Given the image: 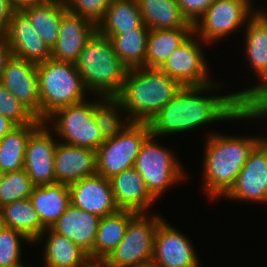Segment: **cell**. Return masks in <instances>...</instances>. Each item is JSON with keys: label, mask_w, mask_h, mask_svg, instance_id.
<instances>
[{"label": "cell", "mask_w": 267, "mask_h": 267, "mask_svg": "<svg viewBox=\"0 0 267 267\" xmlns=\"http://www.w3.org/2000/svg\"><path fill=\"white\" fill-rule=\"evenodd\" d=\"M137 213L130 221L124 238L101 264L103 267H136L152 260L156 228L160 215Z\"/></svg>", "instance_id": "cell-8"}, {"label": "cell", "mask_w": 267, "mask_h": 267, "mask_svg": "<svg viewBox=\"0 0 267 267\" xmlns=\"http://www.w3.org/2000/svg\"><path fill=\"white\" fill-rule=\"evenodd\" d=\"M90 267H103L101 264H92Z\"/></svg>", "instance_id": "cell-48"}, {"label": "cell", "mask_w": 267, "mask_h": 267, "mask_svg": "<svg viewBox=\"0 0 267 267\" xmlns=\"http://www.w3.org/2000/svg\"><path fill=\"white\" fill-rule=\"evenodd\" d=\"M101 217L70 204L50 229L84 250L93 263V246Z\"/></svg>", "instance_id": "cell-21"}, {"label": "cell", "mask_w": 267, "mask_h": 267, "mask_svg": "<svg viewBox=\"0 0 267 267\" xmlns=\"http://www.w3.org/2000/svg\"><path fill=\"white\" fill-rule=\"evenodd\" d=\"M75 65L87 91L99 97H116L128 70L110 38L97 30L87 40Z\"/></svg>", "instance_id": "cell-4"}, {"label": "cell", "mask_w": 267, "mask_h": 267, "mask_svg": "<svg viewBox=\"0 0 267 267\" xmlns=\"http://www.w3.org/2000/svg\"><path fill=\"white\" fill-rule=\"evenodd\" d=\"M56 182L71 184L97 174V153L94 150L57 142L54 161Z\"/></svg>", "instance_id": "cell-20"}, {"label": "cell", "mask_w": 267, "mask_h": 267, "mask_svg": "<svg viewBox=\"0 0 267 267\" xmlns=\"http://www.w3.org/2000/svg\"><path fill=\"white\" fill-rule=\"evenodd\" d=\"M202 43L204 42L193 33L173 51L160 70L178 81L183 87L204 86L213 83L214 81L209 79L208 73L210 72L205 53L202 51Z\"/></svg>", "instance_id": "cell-11"}, {"label": "cell", "mask_w": 267, "mask_h": 267, "mask_svg": "<svg viewBox=\"0 0 267 267\" xmlns=\"http://www.w3.org/2000/svg\"><path fill=\"white\" fill-rule=\"evenodd\" d=\"M0 267H30L29 265H13V266H0ZM32 267V266H31Z\"/></svg>", "instance_id": "cell-46"}, {"label": "cell", "mask_w": 267, "mask_h": 267, "mask_svg": "<svg viewBox=\"0 0 267 267\" xmlns=\"http://www.w3.org/2000/svg\"><path fill=\"white\" fill-rule=\"evenodd\" d=\"M3 227H4V224H3L2 220H1V217H0V232H1Z\"/></svg>", "instance_id": "cell-47"}, {"label": "cell", "mask_w": 267, "mask_h": 267, "mask_svg": "<svg viewBox=\"0 0 267 267\" xmlns=\"http://www.w3.org/2000/svg\"><path fill=\"white\" fill-rule=\"evenodd\" d=\"M151 135L148 123H130L121 133L105 140L96 150L97 174L110 179L134 167L144 141Z\"/></svg>", "instance_id": "cell-9"}, {"label": "cell", "mask_w": 267, "mask_h": 267, "mask_svg": "<svg viewBox=\"0 0 267 267\" xmlns=\"http://www.w3.org/2000/svg\"><path fill=\"white\" fill-rule=\"evenodd\" d=\"M37 75L42 122L56 110L82 102L88 96L74 63L48 59L37 64Z\"/></svg>", "instance_id": "cell-5"}, {"label": "cell", "mask_w": 267, "mask_h": 267, "mask_svg": "<svg viewBox=\"0 0 267 267\" xmlns=\"http://www.w3.org/2000/svg\"><path fill=\"white\" fill-rule=\"evenodd\" d=\"M109 180L115 202L120 210L147 213L149 207L156 201L134 167L112 176Z\"/></svg>", "instance_id": "cell-22"}, {"label": "cell", "mask_w": 267, "mask_h": 267, "mask_svg": "<svg viewBox=\"0 0 267 267\" xmlns=\"http://www.w3.org/2000/svg\"><path fill=\"white\" fill-rule=\"evenodd\" d=\"M241 111L249 121L267 117V88L251 91L241 100ZM260 142L267 144V136L260 137Z\"/></svg>", "instance_id": "cell-38"}, {"label": "cell", "mask_w": 267, "mask_h": 267, "mask_svg": "<svg viewBox=\"0 0 267 267\" xmlns=\"http://www.w3.org/2000/svg\"><path fill=\"white\" fill-rule=\"evenodd\" d=\"M143 23L150 30L193 28L176 0H136Z\"/></svg>", "instance_id": "cell-26"}, {"label": "cell", "mask_w": 267, "mask_h": 267, "mask_svg": "<svg viewBox=\"0 0 267 267\" xmlns=\"http://www.w3.org/2000/svg\"><path fill=\"white\" fill-rule=\"evenodd\" d=\"M205 140L203 163L204 192L209 199H219L234 185L237 175L260 136L244 137L209 133Z\"/></svg>", "instance_id": "cell-2"}, {"label": "cell", "mask_w": 267, "mask_h": 267, "mask_svg": "<svg viewBox=\"0 0 267 267\" xmlns=\"http://www.w3.org/2000/svg\"><path fill=\"white\" fill-rule=\"evenodd\" d=\"M215 0H176L183 15L194 24Z\"/></svg>", "instance_id": "cell-39"}, {"label": "cell", "mask_w": 267, "mask_h": 267, "mask_svg": "<svg viewBox=\"0 0 267 267\" xmlns=\"http://www.w3.org/2000/svg\"><path fill=\"white\" fill-rule=\"evenodd\" d=\"M13 127L15 124L0 114V141Z\"/></svg>", "instance_id": "cell-42"}, {"label": "cell", "mask_w": 267, "mask_h": 267, "mask_svg": "<svg viewBox=\"0 0 267 267\" xmlns=\"http://www.w3.org/2000/svg\"><path fill=\"white\" fill-rule=\"evenodd\" d=\"M34 186L24 168L5 172L0 185V208L15 201L30 198Z\"/></svg>", "instance_id": "cell-34"}, {"label": "cell", "mask_w": 267, "mask_h": 267, "mask_svg": "<svg viewBox=\"0 0 267 267\" xmlns=\"http://www.w3.org/2000/svg\"><path fill=\"white\" fill-rule=\"evenodd\" d=\"M48 122L64 143L96 151L104 142L93 116L92 100L60 108L45 120Z\"/></svg>", "instance_id": "cell-7"}, {"label": "cell", "mask_w": 267, "mask_h": 267, "mask_svg": "<svg viewBox=\"0 0 267 267\" xmlns=\"http://www.w3.org/2000/svg\"><path fill=\"white\" fill-rule=\"evenodd\" d=\"M149 31L150 29L143 23L135 30L110 37L115 53L128 69L145 67Z\"/></svg>", "instance_id": "cell-32"}, {"label": "cell", "mask_w": 267, "mask_h": 267, "mask_svg": "<svg viewBox=\"0 0 267 267\" xmlns=\"http://www.w3.org/2000/svg\"><path fill=\"white\" fill-rule=\"evenodd\" d=\"M12 55L36 64L51 59V49L33 27L29 17L16 9L9 21L6 32L2 35Z\"/></svg>", "instance_id": "cell-15"}, {"label": "cell", "mask_w": 267, "mask_h": 267, "mask_svg": "<svg viewBox=\"0 0 267 267\" xmlns=\"http://www.w3.org/2000/svg\"><path fill=\"white\" fill-rule=\"evenodd\" d=\"M245 53L254 73L258 76L259 85L233 92L241 101L248 93L260 88H267V17L257 9L245 28Z\"/></svg>", "instance_id": "cell-18"}, {"label": "cell", "mask_w": 267, "mask_h": 267, "mask_svg": "<svg viewBox=\"0 0 267 267\" xmlns=\"http://www.w3.org/2000/svg\"><path fill=\"white\" fill-rule=\"evenodd\" d=\"M166 221L156 228L152 260L162 267H200L190 239Z\"/></svg>", "instance_id": "cell-14"}, {"label": "cell", "mask_w": 267, "mask_h": 267, "mask_svg": "<svg viewBox=\"0 0 267 267\" xmlns=\"http://www.w3.org/2000/svg\"><path fill=\"white\" fill-rule=\"evenodd\" d=\"M137 213L129 210L101 217L93 246V264H102L125 236L129 221Z\"/></svg>", "instance_id": "cell-25"}, {"label": "cell", "mask_w": 267, "mask_h": 267, "mask_svg": "<svg viewBox=\"0 0 267 267\" xmlns=\"http://www.w3.org/2000/svg\"><path fill=\"white\" fill-rule=\"evenodd\" d=\"M12 52L6 39L0 35V81L2 79L3 71L5 69L8 59L11 57Z\"/></svg>", "instance_id": "cell-41"}, {"label": "cell", "mask_w": 267, "mask_h": 267, "mask_svg": "<svg viewBox=\"0 0 267 267\" xmlns=\"http://www.w3.org/2000/svg\"><path fill=\"white\" fill-rule=\"evenodd\" d=\"M50 1L51 0H12L15 7L18 9H20L26 5H29V4H46Z\"/></svg>", "instance_id": "cell-43"}, {"label": "cell", "mask_w": 267, "mask_h": 267, "mask_svg": "<svg viewBox=\"0 0 267 267\" xmlns=\"http://www.w3.org/2000/svg\"><path fill=\"white\" fill-rule=\"evenodd\" d=\"M71 204L90 214L104 217L114 214L118 208L110 180L95 174L68 185Z\"/></svg>", "instance_id": "cell-16"}, {"label": "cell", "mask_w": 267, "mask_h": 267, "mask_svg": "<svg viewBox=\"0 0 267 267\" xmlns=\"http://www.w3.org/2000/svg\"><path fill=\"white\" fill-rule=\"evenodd\" d=\"M136 267H162L158 264H156L153 260L149 261V262H146V263H142Z\"/></svg>", "instance_id": "cell-44"}, {"label": "cell", "mask_w": 267, "mask_h": 267, "mask_svg": "<svg viewBox=\"0 0 267 267\" xmlns=\"http://www.w3.org/2000/svg\"><path fill=\"white\" fill-rule=\"evenodd\" d=\"M223 197L267 204V144L259 142L253 148L234 185Z\"/></svg>", "instance_id": "cell-12"}, {"label": "cell", "mask_w": 267, "mask_h": 267, "mask_svg": "<svg viewBox=\"0 0 267 267\" xmlns=\"http://www.w3.org/2000/svg\"><path fill=\"white\" fill-rule=\"evenodd\" d=\"M20 9L29 17L40 37L52 49L58 40L61 19L67 12L65 1L51 0L46 4H29Z\"/></svg>", "instance_id": "cell-27"}, {"label": "cell", "mask_w": 267, "mask_h": 267, "mask_svg": "<svg viewBox=\"0 0 267 267\" xmlns=\"http://www.w3.org/2000/svg\"><path fill=\"white\" fill-rule=\"evenodd\" d=\"M96 30V25L88 19L67 11L61 19L58 40L51 49V59L75 64Z\"/></svg>", "instance_id": "cell-19"}, {"label": "cell", "mask_w": 267, "mask_h": 267, "mask_svg": "<svg viewBox=\"0 0 267 267\" xmlns=\"http://www.w3.org/2000/svg\"><path fill=\"white\" fill-rule=\"evenodd\" d=\"M1 82L12 95L27 106L40 120V96L36 63L11 55L3 71Z\"/></svg>", "instance_id": "cell-17"}, {"label": "cell", "mask_w": 267, "mask_h": 267, "mask_svg": "<svg viewBox=\"0 0 267 267\" xmlns=\"http://www.w3.org/2000/svg\"><path fill=\"white\" fill-rule=\"evenodd\" d=\"M0 217L5 227L21 232L33 244L47 229L29 198L4 205L0 208Z\"/></svg>", "instance_id": "cell-30"}, {"label": "cell", "mask_w": 267, "mask_h": 267, "mask_svg": "<svg viewBox=\"0 0 267 267\" xmlns=\"http://www.w3.org/2000/svg\"><path fill=\"white\" fill-rule=\"evenodd\" d=\"M53 131L43 122L27 142L24 169L35 186L55 183V150L57 140Z\"/></svg>", "instance_id": "cell-13"}, {"label": "cell", "mask_w": 267, "mask_h": 267, "mask_svg": "<svg viewBox=\"0 0 267 267\" xmlns=\"http://www.w3.org/2000/svg\"><path fill=\"white\" fill-rule=\"evenodd\" d=\"M121 111L126 110L115 97L98 96L93 101V116L104 141L117 136L132 123L127 117L122 120Z\"/></svg>", "instance_id": "cell-33"}, {"label": "cell", "mask_w": 267, "mask_h": 267, "mask_svg": "<svg viewBox=\"0 0 267 267\" xmlns=\"http://www.w3.org/2000/svg\"><path fill=\"white\" fill-rule=\"evenodd\" d=\"M142 24L143 19L136 0H113L96 28L100 34L110 38L135 30Z\"/></svg>", "instance_id": "cell-29"}, {"label": "cell", "mask_w": 267, "mask_h": 267, "mask_svg": "<svg viewBox=\"0 0 267 267\" xmlns=\"http://www.w3.org/2000/svg\"><path fill=\"white\" fill-rule=\"evenodd\" d=\"M221 87L216 81L204 86L182 87L148 123L151 135H176L216 121L246 120L241 101L233 93L202 96L211 90L220 91Z\"/></svg>", "instance_id": "cell-1"}, {"label": "cell", "mask_w": 267, "mask_h": 267, "mask_svg": "<svg viewBox=\"0 0 267 267\" xmlns=\"http://www.w3.org/2000/svg\"><path fill=\"white\" fill-rule=\"evenodd\" d=\"M150 135L141 146L134 168L142 176L150 194L157 200L174 184L186 179L181 161L168 148L161 146ZM172 152V153H171Z\"/></svg>", "instance_id": "cell-6"}, {"label": "cell", "mask_w": 267, "mask_h": 267, "mask_svg": "<svg viewBox=\"0 0 267 267\" xmlns=\"http://www.w3.org/2000/svg\"><path fill=\"white\" fill-rule=\"evenodd\" d=\"M266 17H267V11L265 12V10H260Z\"/></svg>", "instance_id": "cell-49"}, {"label": "cell", "mask_w": 267, "mask_h": 267, "mask_svg": "<svg viewBox=\"0 0 267 267\" xmlns=\"http://www.w3.org/2000/svg\"><path fill=\"white\" fill-rule=\"evenodd\" d=\"M48 234V236H47ZM43 262L45 267H90L89 255L66 237L47 228L34 243L43 241Z\"/></svg>", "instance_id": "cell-23"}, {"label": "cell", "mask_w": 267, "mask_h": 267, "mask_svg": "<svg viewBox=\"0 0 267 267\" xmlns=\"http://www.w3.org/2000/svg\"><path fill=\"white\" fill-rule=\"evenodd\" d=\"M183 86L160 69H128L119 94L115 97L131 122L149 123Z\"/></svg>", "instance_id": "cell-3"}, {"label": "cell", "mask_w": 267, "mask_h": 267, "mask_svg": "<svg viewBox=\"0 0 267 267\" xmlns=\"http://www.w3.org/2000/svg\"><path fill=\"white\" fill-rule=\"evenodd\" d=\"M0 114L15 125L27 123H43L20 100L12 95L0 81Z\"/></svg>", "instance_id": "cell-35"}, {"label": "cell", "mask_w": 267, "mask_h": 267, "mask_svg": "<svg viewBox=\"0 0 267 267\" xmlns=\"http://www.w3.org/2000/svg\"><path fill=\"white\" fill-rule=\"evenodd\" d=\"M29 199L46 228H50L71 204L69 186L59 182L34 186Z\"/></svg>", "instance_id": "cell-24"}, {"label": "cell", "mask_w": 267, "mask_h": 267, "mask_svg": "<svg viewBox=\"0 0 267 267\" xmlns=\"http://www.w3.org/2000/svg\"><path fill=\"white\" fill-rule=\"evenodd\" d=\"M42 123L15 125L0 141V168L4 172L24 168V156L30 135Z\"/></svg>", "instance_id": "cell-31"}, {"label": "cell", "mask_w": 267, "mask_h": 267, "mask_svg": "<svg viewBox=\"0 0 267 267\" xmlns=\"http://www.w3.org/2000/svg\"><path fill=\"white\" fill-rule=\"evenodd\" d=\"M31 242L24 234L9 227L0 232V266L23 265L21 261V242Z\"/></svg>", "instance_id": "cell-36"}, {"label": "cell", "mask_w": 267, "mask_h": 267, "mask_svg": "<svg viewBox=\"0 0 267 267\" xmlns=\"http://www.w3.org/2000/svg\"><path fill=\"white\" fill-rule=\"evenodd\" d=\"M193 33V28L150 30L147 38L145 68L160 69L173 51Z\"/></svg>", "instance_id": "cell-28"}, {"label": "cell", "mask_w": 267, "mask_h": 267, "mask_svg": "<svg viewBox=\"0 0 267 267\" xmlns=\"http://www.w3.org/2000/svg\"><path fill=\"white\" fill-rule=\"evenodd\" d=\"M16 9L12 0H0V35L6 32L11 16Z\"/></svg>", "instance_id": "cell-40"}, {"label": "cell", "mask_w": 267, "mask_h": 267, "mask_svg": "<svg viewBox=\"0 0 267 267\" xmlns=\"http://www.w3.org/2000/svg\"><path fill=\"white\" fill-rule=\"evenodd\" d=\"M113 0H65L67 11L88 19L96 26Z\"/></svg>", "instance_id": "cell-37"}, {"label": "cell", "mask_w": 267, "mask_h": 267, "mask_svg": "<svg viewBox=\"0 0 267 267\" xmlns=\"http://www.w3.org/2000/svg\"><path fill=\"white\" fill-rule=\"evenodd\" d=\"M4 175H5V172L0 168V185L3 181Z\"/></svg>", "instance_id": "cell-45"}, {"label": "cell", "mask_w": 267, "mask_h": 267, "mask_svg": "<svg viewBox=\"0 0 267 267\" xmlns=\"http://www.w3.org/2000/svg\"><path fill=\"white\" fill-rule=\"evenodd\" d=\"M252 8L251 0H215L193 24V32L205 44H212L246 26L242 24L257 12Z\"/></svg>", "instance_id": "cell-10"}]
</instances>
